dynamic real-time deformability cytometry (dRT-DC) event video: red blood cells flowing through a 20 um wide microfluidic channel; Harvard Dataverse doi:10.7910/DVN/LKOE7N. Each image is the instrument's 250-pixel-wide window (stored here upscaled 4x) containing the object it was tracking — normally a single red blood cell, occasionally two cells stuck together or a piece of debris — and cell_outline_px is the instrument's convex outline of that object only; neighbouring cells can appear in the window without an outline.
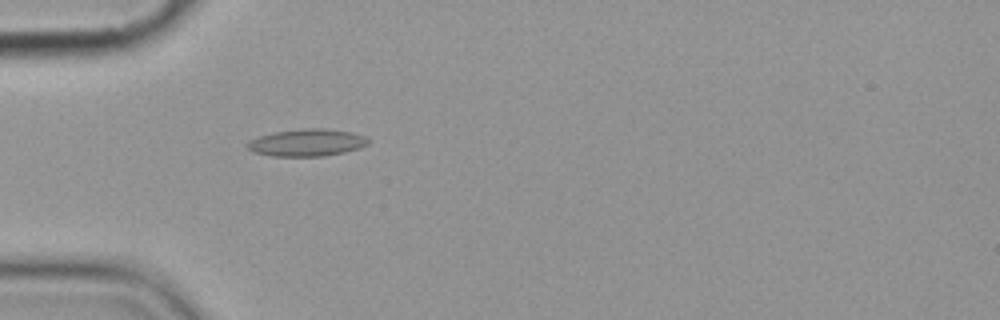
{"species": "common noctule bat (a hibernating species)", "species_latin": "Nyctalus noctula", "temperature_condition": "cold", "stored_images_in_passage": 5, "camera_frame_rate_fps": 3000, "um_per_image_px": 0.085, "animal": {"sex": "female", "body_mass_g": 19.9}, "frame": {"image": 1, "passage_image": 5, "time_ms": 5.667, "image_size_px": [1000, 320], "cell_outline_px": [[372, 140], [368, 144], [360, 148], [344, 152], [324, 156], [272, 156], [252, 152], [244, 144], [248, 140], [260, 136], [276, 132], [300, 128], [324, 128], [352, 132], [368, 136]], "centroid_in_image_um": [26.12, 12.12], "position_along_channel_um": 58.9, "area_um2": 19.48}}